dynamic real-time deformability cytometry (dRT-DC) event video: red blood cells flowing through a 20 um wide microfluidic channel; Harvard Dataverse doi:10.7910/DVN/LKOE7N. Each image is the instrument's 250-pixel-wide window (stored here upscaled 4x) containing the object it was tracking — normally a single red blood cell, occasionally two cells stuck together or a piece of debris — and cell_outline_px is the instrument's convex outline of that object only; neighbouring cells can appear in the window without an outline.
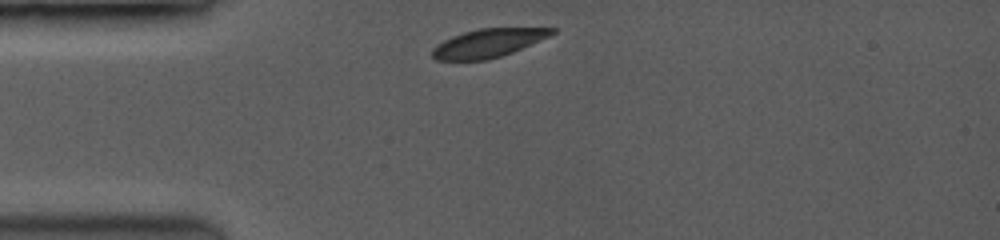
{"species": "common noctule bat (a hibernating species)", "species_latin": "Nyctalus noctula", "temperature_condition": "room temperature", "stored_images_in_passage": 25, "camera_frame_rate_fps": 3500, "um_per_image_px": 0.085, "animal": {"sex": "female", "body_mass_g": 19.0, "forearm_length_mm": 53.3}, "frame": {"image": 1, "passage_image": 1, "time_ms": 0.0, "image_size_px": [1000, 240], "cell_outline_px": [[556, 32], [548, 36], [512, 52], [500, 56], [484, 60], [436, 60], [432, 56], [432, 48], [436, 44], [452, 36], [476, 28], [556, 28]], "centroid_in_image_um": [41.44, 3.66], "position_along_channel_um": 43.6, "area_um2": 19.59}}
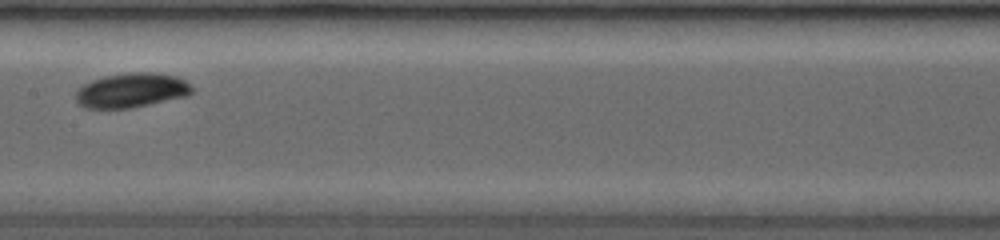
{"frame": {"image": 2, "passage_image": 14, "time_ms": 4.286, "image_size_px": [1000, 240], "cell_outline_px": [[192, 92], [184, 96], [128, 108], [88, 108], [80, 104], [76, 100], [76, 92], [84, 84], [92, 80], [104, 76], [128, 72], [152, 72], [176, 76], [184, 80], [192, 88]], "centroid_in_image_um": [11.14, 7.66], "position_along_channel_um": 196.3, "area_um2": 22.89}}
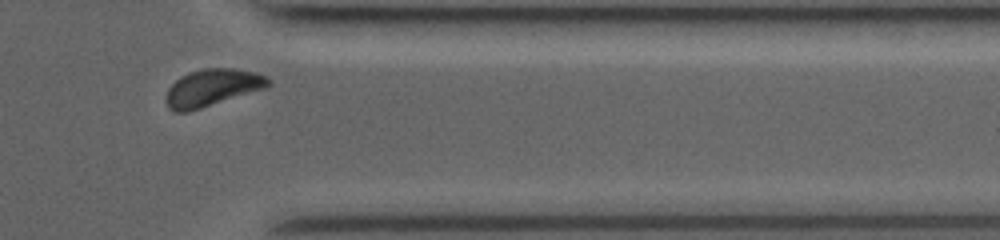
{"frame": {"image": 3, "passage_image": 23, "time_ms": 9.143, "image_size_px": [1000, 240], "cell_outline_px": [[272, 84], [264, 88], [188, 112], [172, 112], [168, 108], [164, 96], [168, 88], [180, 76], [188, 72], [204, 68], [232, 68], [252, 72], [264, 76]], "centroid_in_image_um": [17.95, 7.46], "position_along_channel_um": 393.4, "area_um2": 21.91}, "authors_computed_cell_mechanics": {"area_um2": 21.7328, "velocity_mm_per_s": 4.0512, "shape_relaxation_time_tau1_ms": 2.5974, "shape_relaxation_time_tau2_ms": 5.3097, "deformation_change_tau1": 0.1054, "deformation_change_tau2": 0.0389}}